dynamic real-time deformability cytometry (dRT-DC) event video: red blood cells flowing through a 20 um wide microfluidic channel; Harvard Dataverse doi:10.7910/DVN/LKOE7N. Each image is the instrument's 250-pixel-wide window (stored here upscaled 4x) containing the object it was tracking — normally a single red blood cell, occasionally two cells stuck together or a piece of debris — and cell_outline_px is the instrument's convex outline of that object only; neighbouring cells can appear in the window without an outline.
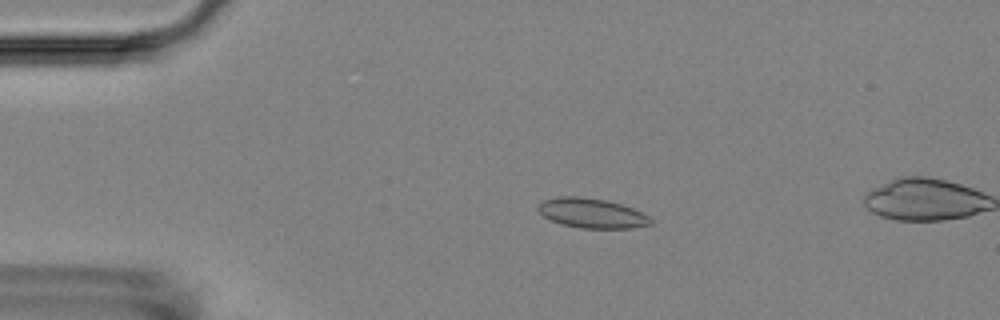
{"species": "Egyptian fruit bat (a non-hibernating species)", "species_latin": "Rousettus aegyptiacus", "temperature_condition": "room temperature", "stored_images_in_passage": 4, "camera_frame_rate_fps": 3000, "um_per_image_px": 0.085, "animal": {"sex": "female"}, "frame": {"image": 1, "passage_image": 2, "time_ms": 1.0, "image_size_px": [1000, 320], "cell_outline_px": [[652, 224], [632, 228], [580, 228], [560, 224], [544, 216], [536, 208], [544, 200], [560, 196], [576, 196], [608, 200], [632, 208], [648, 216], [652, 220]], "centroid_in_image_um": [50.3, 18.12], "position_along_channel_um": 34.7, "area_um2": 19.36}}